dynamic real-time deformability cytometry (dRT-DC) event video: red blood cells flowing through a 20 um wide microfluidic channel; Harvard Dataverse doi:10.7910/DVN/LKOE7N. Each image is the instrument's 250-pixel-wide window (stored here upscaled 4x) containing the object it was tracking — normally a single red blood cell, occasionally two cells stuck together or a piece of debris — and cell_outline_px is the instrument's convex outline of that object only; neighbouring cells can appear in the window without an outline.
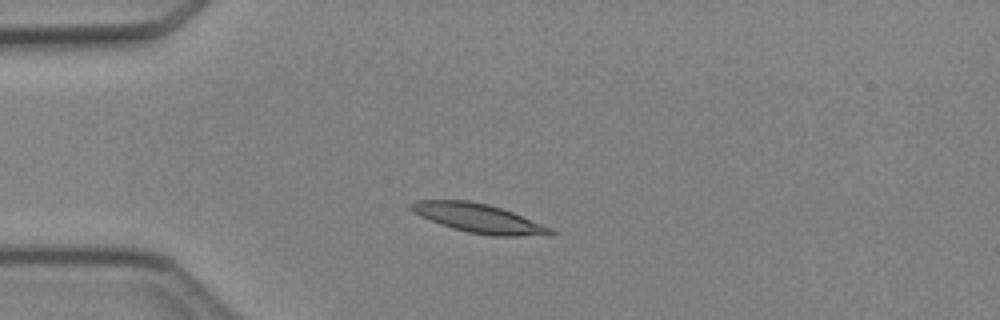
{"species": "Egyptian fruit bat (a non-hibernating species)", "species_latin": "Rousettus aegyptiacus", "temperature_condition": "cold", "stored_images_in_passage": 3, "camera_frame_rate_fps": 3000, "um_per_image_px": 0.085, "animal": {"sex": "female"}, "frame": {"image": 1, "passage_image": 3, "time_ms": 2.333, "image_size_px": [1000, 320], "cell_outline_px": [[556, 232], [552, 236], [492, 236], [468, 232], [452, 228], [440, 224], [420, 216], [408, 208], [408, 204], [416, 200], [468, 200], [488, 204], [512, 212], [552, 228]], "centroid_in_image_um": [40.7, 18.56], "position_along_channel_um": 44.3, "area_um2": 23.7}}